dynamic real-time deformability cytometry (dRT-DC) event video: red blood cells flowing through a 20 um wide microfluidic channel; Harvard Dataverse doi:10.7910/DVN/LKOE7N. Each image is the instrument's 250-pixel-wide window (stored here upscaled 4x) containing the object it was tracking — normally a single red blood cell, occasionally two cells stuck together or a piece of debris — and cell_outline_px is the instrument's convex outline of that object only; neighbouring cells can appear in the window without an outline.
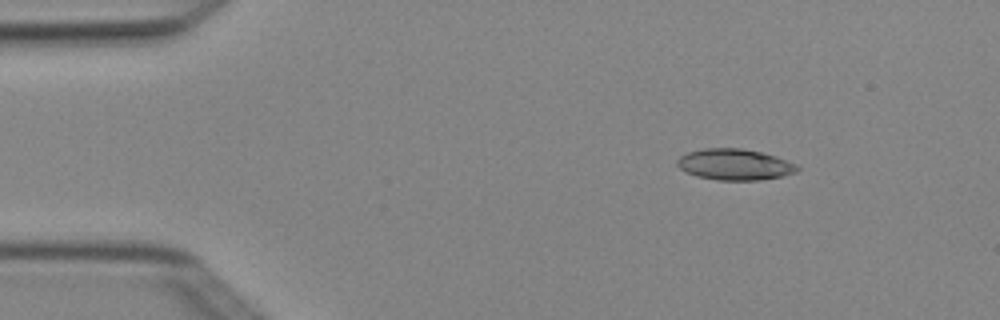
{"species": "Egyptian fruit bat (a non-hibernating species)", "species_latin": "Rousettus aegyptiacus", "temperature_condition": "cold", "stored_images_in_passage": 4, "camera_frame_rate_fps": 3000, "um_per_image_px": 0.085, "animal": {"sex": "female"}, "frame": {"image": 1, "passage_image": 2, "time_ms": 0.333, "image_size_px": [1000, 320], "cell_outline_px": [[800, 168], [796, 172], [784, 176], [760, 180], [716, 180], [696, 176], [680, 168], [676, 164], [676, 160], [680, 156], [688, 152], [704, 148], [740, 148], [760, 152], [776, 156], [788, 160], [796, 164]], "centroid_in_image_um": [62.46, 13.98], "position_along_channel_um": 22.5, "area_um2": 21.85}}